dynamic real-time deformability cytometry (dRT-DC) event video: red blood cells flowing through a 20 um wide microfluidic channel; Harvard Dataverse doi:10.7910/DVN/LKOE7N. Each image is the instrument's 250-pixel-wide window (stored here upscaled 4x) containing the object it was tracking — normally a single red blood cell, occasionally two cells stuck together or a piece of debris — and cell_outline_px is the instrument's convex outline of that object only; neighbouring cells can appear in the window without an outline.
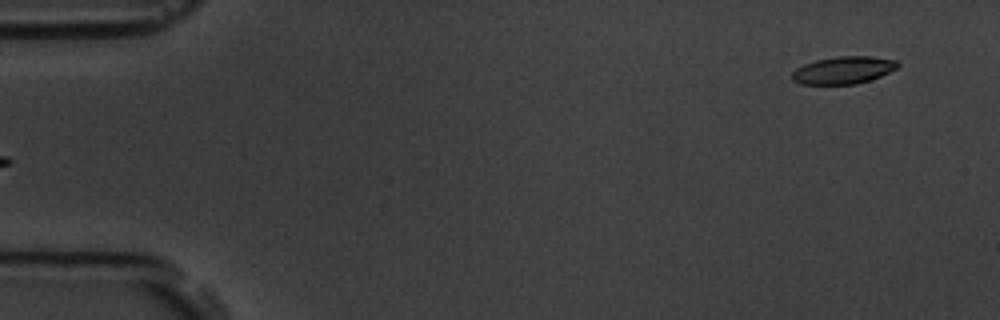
{"species": "common noctule bat (a hibernating species)", "species_latin": "Nyctalus noctula", "temperature_condition": "room temperature", "stored_images_in_passage": 6, "segment_of_instrument_passage": [2, 2], "camera_frame_rate_fps": 3000, "um_per_image_px": 0.085, "animal": {"sex": "male", "body_mass_g": 19.5, "forearm_length_mm": 54.6}, "frame": {"image": 1, "passage_image": 6, "time_ms": 6.667, "image_size_px": [1000, 320], "cell_outline_px": [[900, 64], [896, 68], [880, 76], [856, 84], [800, 84], [792, 80], [792, 72], [796, 68], [804, 64], [816, 60], [836, 56], [872, 56], [896, 60]], "centroid_in_image_um": [71.66, 5.95], "position_along_channel_um": 13.3, "area_um2": 16.82}}